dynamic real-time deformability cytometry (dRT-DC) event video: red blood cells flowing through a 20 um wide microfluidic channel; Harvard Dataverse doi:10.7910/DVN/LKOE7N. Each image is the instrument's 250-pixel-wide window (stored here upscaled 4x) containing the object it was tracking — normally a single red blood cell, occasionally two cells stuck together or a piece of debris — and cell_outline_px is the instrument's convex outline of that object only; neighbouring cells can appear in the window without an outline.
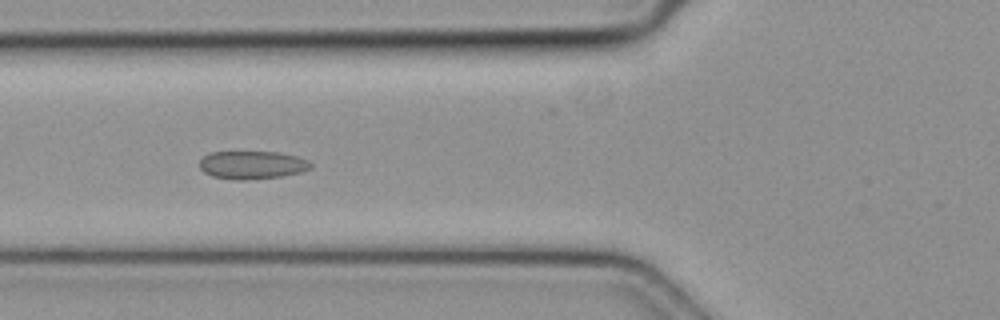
{"species": "common noctule bat (a hibernating species)", "species_latin": "Nyctalus noctula", "temperature_condition": "cold", "stored_images_in_passage": 30, "camera_frame_rate_fps": 3000, "um_per_image_px": 0.085, "animal": {"sex": "female", "body_mass_g": 19.3, "forearm_length_mm": 54.1}, "frame": {"image": 1, "passage_image": 6, "time_ms": 1.667, "image_size_px": [1000, 320], "cell_outline_px": [[312, 168], [300, 172], [280, 176], [244, 180], [236, 180], [212, 176], [204, 172], [200, 168], [200, 160], [208, 152], [276, 152], [296, 156], [308, 160], [312, 164]], "centroid_in_image_um": [21.42, 14.02], "position_along_channel_um": 104.4, "area_um2": 18.09}}
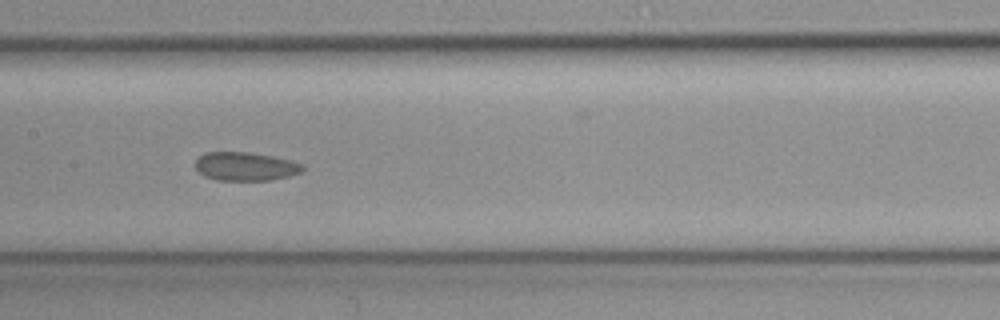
{"frame": {"image": 2, "passage_image": 12, "time_ms": 3.667, "image_size_px": [1000, 320], "cell_outline_px": [[304, 172], [272, 180], [216, 180], [204, 176], [196, 168], [196, 160], [200, 156], [208, 152], [248, 152], [272, 156], [292, 160], [304, 164]], "centroid_in_image_um": [20.92, 14.15], "position_along_channel_um": 186.5, "area_um2": 17.92}}
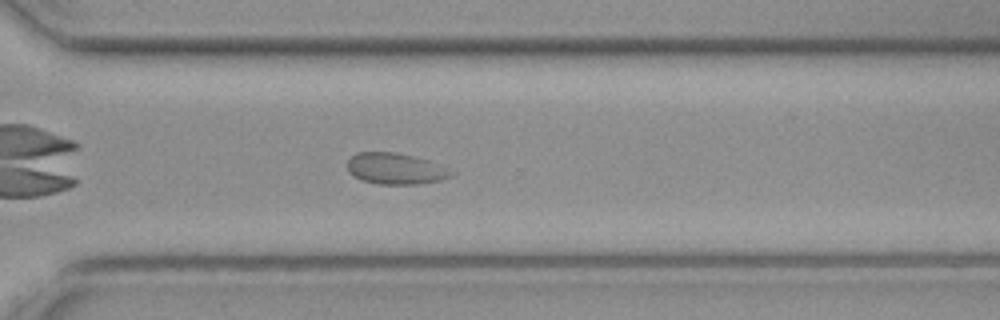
{"frame": {"image": 3, "passage_image": 23, "time_ms": 7.333, "image_size_px": [1000, 320], "cell_outline_px": [[456, 172], [452, 176], [440, 180], [420, 184], [376, 184], [360, 180], [352, 176], [348, 172], [348, 160], [356, 152], [392, 152], [412, 156], [428, 160]], "centroid_in_image_um": [33.59, 14.35], "position_along_channel_um": 337.0, "area_um2": 18.96}}